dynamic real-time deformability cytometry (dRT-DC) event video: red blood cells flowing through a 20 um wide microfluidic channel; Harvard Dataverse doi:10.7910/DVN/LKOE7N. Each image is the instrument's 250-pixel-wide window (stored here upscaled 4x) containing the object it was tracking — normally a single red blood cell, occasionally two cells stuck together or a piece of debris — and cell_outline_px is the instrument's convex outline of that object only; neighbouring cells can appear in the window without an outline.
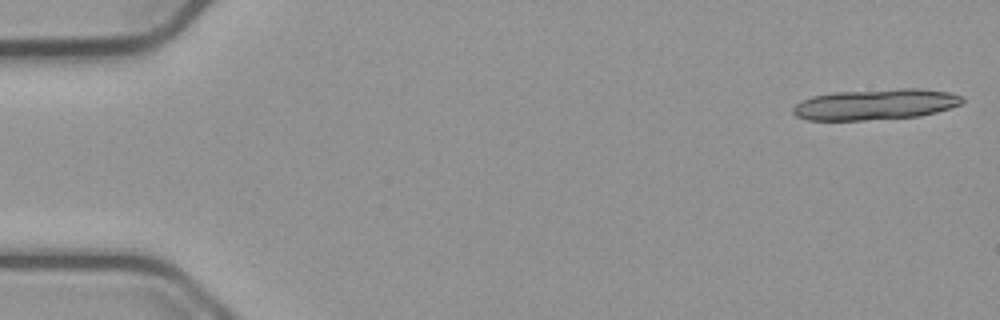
{"species": "common noctule bat (a hibernating species)", "species_latin": "Nyctalus noctula", "temperature_condition": "cold", "stored_images_in_passage": 18, "camera_frame_rate_fps": 3000, "um_per_image_px": 0.085, "animal": {"sex": "male", "body_mass_g": 23.1, "forearm_length_mm": 52.7}, "frame": {"image": 1, "passage_image": 1, "time_ms": 0.0, "image_size_px": [1000, 320], "cell_outline_px": [[964, 100], [960, 104], [936, 112], [920, 116], [864, 120], [808, 120], [796, 116], [792, 112], [792, 108], [796, 104], [812, 96], [832, 92], [900, 88], [920, 88], [948, 92], [960, 96]], "centroid_in_image_um": [74.39, 8.87], "position_along_channel_um": 10.6, "area_um2": 30.35}}